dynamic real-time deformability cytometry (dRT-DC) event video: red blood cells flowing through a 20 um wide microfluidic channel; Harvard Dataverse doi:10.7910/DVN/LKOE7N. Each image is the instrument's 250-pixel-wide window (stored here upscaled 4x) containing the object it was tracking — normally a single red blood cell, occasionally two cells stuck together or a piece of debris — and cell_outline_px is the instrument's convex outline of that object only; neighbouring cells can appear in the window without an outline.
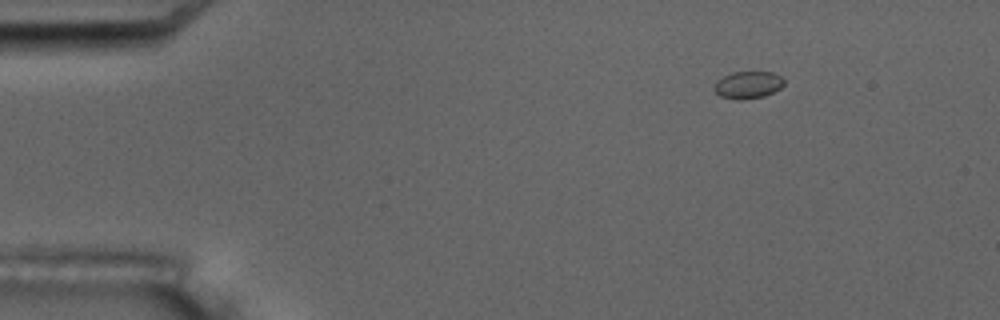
{"species": "common noctule bat (a hibernating species)", "species_latin": "Nyctalus noctula", "temperature_condition": "room temperature", "stored_images_in_passage": 5, "camera_frame_rate_fps": 3000, "um_per_image_px": 0.085, "animal": {"sex": "male", "body_mass_g": 17.5, "forearm_length_mm": 52.3}, "frame": {"image": 1, "passage_image": 2, "time_ms": 1.333, "image_size_px": [1000, 320], "cell_outline_px": [[784, 84], [780, 88], [764, 96], [740, 100], [736, 100], [720, 96], [712, 88], [716, 80], [732, 72], [772, 72], [780, 76], [784, 80]], "centroid_in_image_um": [63.54, 7.22], "position_along_channel_um": 21.5, "area_um2": 11.1}}